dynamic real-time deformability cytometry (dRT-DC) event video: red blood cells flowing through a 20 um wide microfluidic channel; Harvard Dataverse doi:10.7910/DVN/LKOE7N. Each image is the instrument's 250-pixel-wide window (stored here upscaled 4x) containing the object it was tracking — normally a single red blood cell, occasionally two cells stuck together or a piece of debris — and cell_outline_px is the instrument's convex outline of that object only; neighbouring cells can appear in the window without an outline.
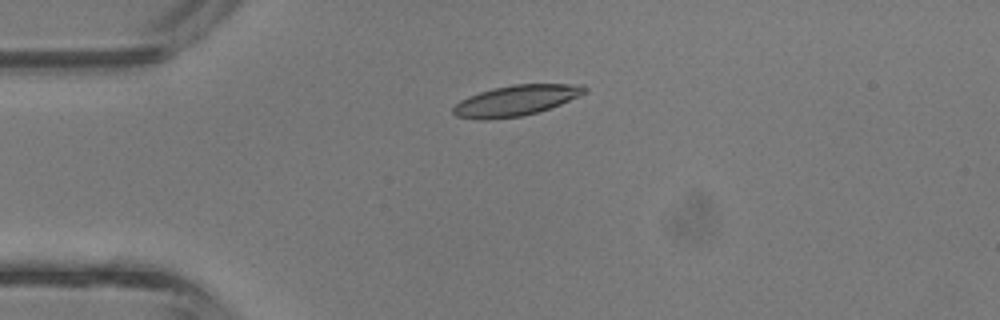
{"species": "common noctule bat (a hibernating species)", "species_latin": "Nyctalus noctula", "temperature_condition": "room temperature", "stored_images_in_passage": 4, "camera_frame_rate_fps": 3000, "um_per_image_px": 0.085, "animal": {"sex": "male", "body_mass_g": 13.3}, "frame": {"image": 1, "passage_image": 3, "time_ms": 0.667, "image_size_px": [1000, 320], "cell_outline_px": [[588, 92], [580, 96], [560, 104], [524, 116], [484, 120], [480, 120], [456, 116], [452, 112], [452, 108], [460, 100], [468, 96], [480, 92], [512, 84], [584, 84], [588, 88]], "centroid_in_image_um": [43.87, 8.54], "position_along_channel_um": 41.1, "area_um2": 23.47}}